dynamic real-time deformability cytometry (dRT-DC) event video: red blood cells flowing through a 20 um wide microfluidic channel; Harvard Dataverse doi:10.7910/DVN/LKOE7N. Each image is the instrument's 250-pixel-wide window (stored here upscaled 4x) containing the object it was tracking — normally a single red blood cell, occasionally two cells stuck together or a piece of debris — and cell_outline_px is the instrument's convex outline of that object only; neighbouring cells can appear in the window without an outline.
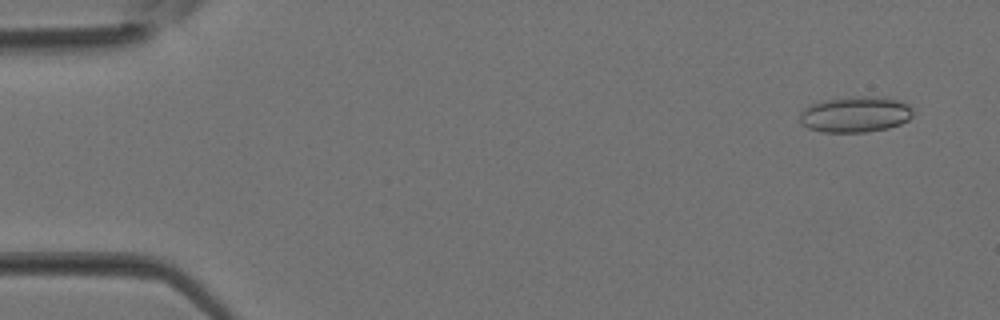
{"species": "Egyptian fruit bat (a non-hibernating species)", "species_latin": "Rousettus aegyptiacus", "temperature_condition": "room temperature", "stored_images_in_passage": 35, "camera_frame_rate_fps": 3000, "um_per_image_px": 0.085, "animal": {"sex": "female"}, "frame": {"image": 1, "passage_image": 1, "time_ms": 0.0, "image_size_px": [1000, 320], "cell_outline_px": [[912, 116], [908, 120], [900, 124], [888, 128], [868, 132], [824, 132], [808, 128], [800, 120], [800, 116], [804, 108], [812, 104], [824, 100], [860, 96], [884, 96], [908, 104], [912, 108]], "centroid_in_image_um": [72.74, 9.72], "position_along_channel_um": 12.3, "area_um2": 23.58}}
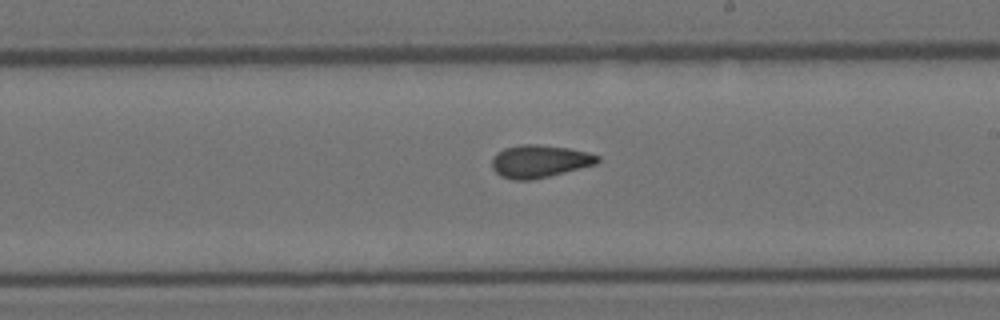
{"frame": {"image": 2, "passage_image": 20, "time_ms": 6.333, "image_size_px": [1000, 320], "cell_outline_px": [[600, 160], [596, 164], [532, 180], [512, 180], [500, 176], [492, 168], [492, 160], [496, 152], [504, 148], [520, 144], [536, 144], [568, 148], [588, 152], [600, 156]], "centroid_in_image_um": [45.84, 13.7], "position_along_channel_um": 243.2, "area_um2": 20.11}}
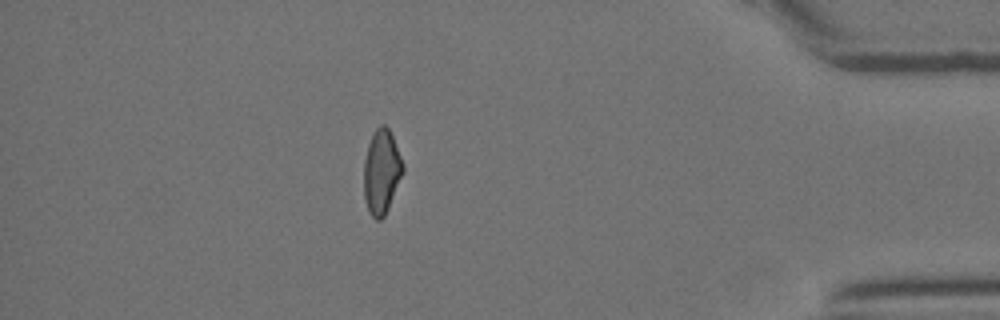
{"frame": {"image": 3, "passage_image": 31, "time_ms": 10.0, "image_size_px": [1000, 320], "cell_outline_px": [[404, 172], [388, 208], [384, 216], [380, 220], [376, 220], [368, 212], [364, 196], [364, 160], [368, 144], [372, 132], [380, 124], [384, 124], [388, 128], [392, 136], [404, 164]], "centroid_in_image_um": [32.42, 14.59], "position_along_channel_um": 402.8, "area_um2": 19.31}}